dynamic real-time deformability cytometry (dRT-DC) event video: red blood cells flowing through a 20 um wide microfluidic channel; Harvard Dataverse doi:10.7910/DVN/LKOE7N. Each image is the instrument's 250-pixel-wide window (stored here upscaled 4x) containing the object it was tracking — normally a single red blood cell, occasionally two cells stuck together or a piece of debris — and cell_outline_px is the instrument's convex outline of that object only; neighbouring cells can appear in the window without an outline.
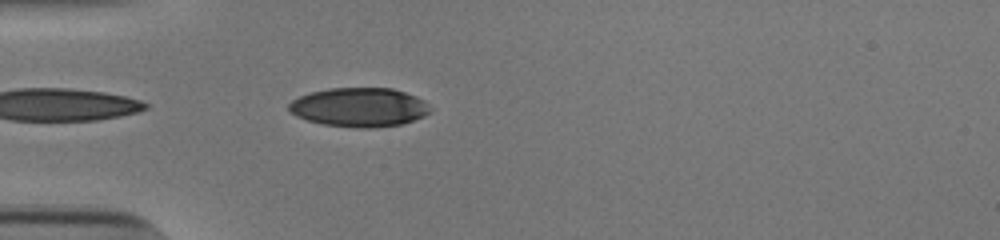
{"species": "human", "species_latin": "Homo sapiens", "temperature_condition": "cold", "stored_images_in_passage": 17, "camera_frame_rate_fps": 3000, "um_per_image_px": 0.085, "donor": {"sex": "male"}, "frame": {"image": 1, "passage_image": 2, "time_ms": 0.333, "image_size_px": [1000, 240], "cell_outline_px": [[428, 112], [424, 116], [400, 124], [372, 128], [356, 128], [324, 124], [308, 120], [296, 116], [288, 112], [288, 104], [292, 100], [300, 96], [312, 92], [328, 88], [392, 88], [416, 96], [424, 100], [428, 104]], "centroid_in_image_um": [30.5, 9.11], "position_along_channel_um": 54.5, "area_um2": 32.02}}
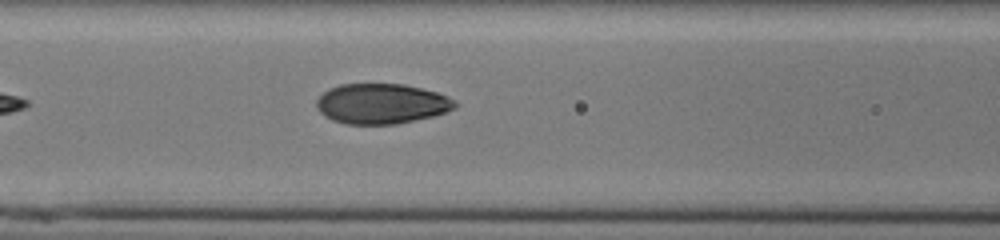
{"frame": {"image": 2, "passage_image": 9, "time_ms": 2.667, "image_size_px": [1000, 240], "cell_outline_px": [[456, 108], [432, 116], [396, 124], [344, 124], [332, 120], [324, 116], [316, 108], [316, 100], [324, 92], [340, 84], [404, 84], [436, 92], [448, 96], [456, 104]], "centroid_in_image_um": [32.39, 8.82], "position_along_channel_um": 134.2, "area_um2": 32.25}}
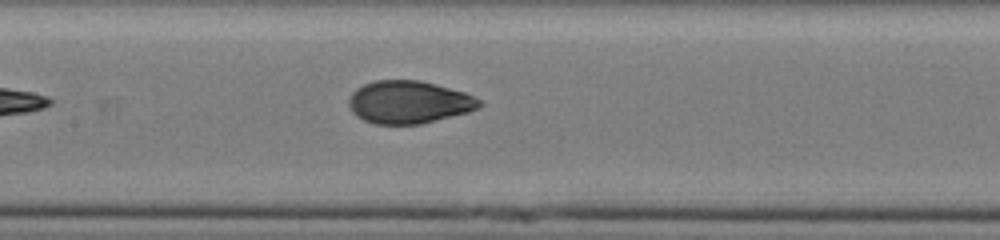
{"frame": {"image": 3, "passage_image": 12, "time_ms": 3.667, "image_size_px": [1000, 240], "cell_outline_px": [[484, 104], [468, 112], [420, 124], [376, 124], [364, 120], [356, 116], [352, 112], [348, 104], [348, 100], [352, 92], [356, 88], [364, 84], [376, 80], [420, 80], [436, 84], [464, 92], [480, 100]], "centroid_in_image_um": [34.72, 8.68], "position_along_channel_um": 172.7, "area_um2": 32.43}}